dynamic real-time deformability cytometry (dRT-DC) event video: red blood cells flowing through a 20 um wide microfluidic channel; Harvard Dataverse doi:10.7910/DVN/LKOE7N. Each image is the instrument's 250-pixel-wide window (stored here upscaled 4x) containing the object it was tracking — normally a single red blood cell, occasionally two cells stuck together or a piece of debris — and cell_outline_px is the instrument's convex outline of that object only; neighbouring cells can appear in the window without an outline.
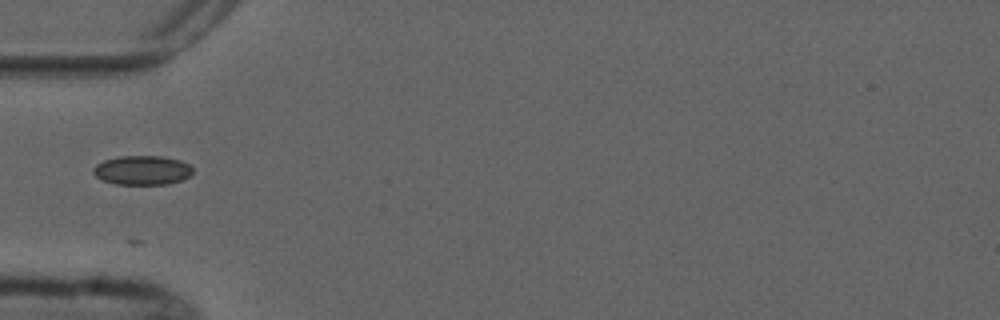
{"species": "common noctule bat (a hibernating species)", "species_latin": "Nyctalus noctula", "temperature_condition": "cold", "stored_images_in_passage": 8, "segment_of_instrument_passage": [2, 2], "camera_frame_rate_fps": 3000, "um_per_image_px": 0.085, "animal": {"sex": "male", "forearm_length_mm": 52.5}, "frame": {"image": 1, "passage_image": 5, "time_ms": 5.0, "image_size_px": [1000, 320], "cell_outline_px": [[192, 172], [188, 176], [180, 180], [168, 184], [112, 184], [100, 180], [92, 172], [92, 168], [96, 164], [104, 160], [120, 156], [160, 156], [180, 160], [188, 164], [192, 168]], "centroid_in_image_um": [12.03, 14.47], "position_along_channel_um": 73.0, "area_um2": 16.99}}
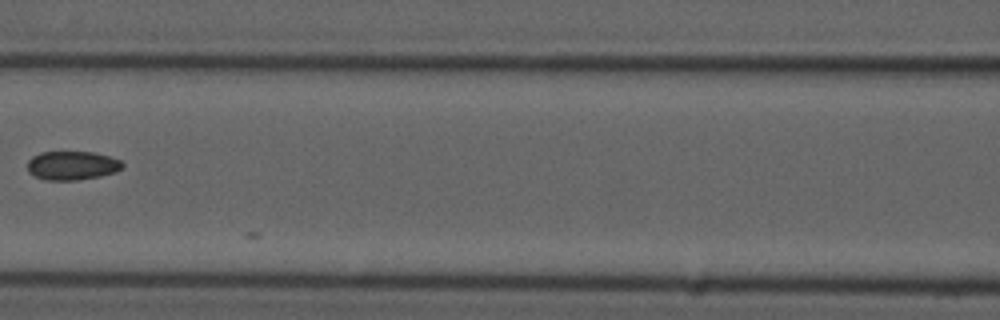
{"frame": {"image": 2, "passage_image": 7, "time_ms": 7.333, "image_size_px": [1000, 320], "cell_outline_px": [[124, 168], [116, 172], [100, 176], [76, 180], [44, 180], [28, 172], [28, 160], [32, 156], [40, 152], [92, 152], [108, 156], [120, 160], [124, 164]], "centroid_in_image_um": [6.14, 14.07], "position_along_channel_um": 160.5, "area_um2": 16.01}}